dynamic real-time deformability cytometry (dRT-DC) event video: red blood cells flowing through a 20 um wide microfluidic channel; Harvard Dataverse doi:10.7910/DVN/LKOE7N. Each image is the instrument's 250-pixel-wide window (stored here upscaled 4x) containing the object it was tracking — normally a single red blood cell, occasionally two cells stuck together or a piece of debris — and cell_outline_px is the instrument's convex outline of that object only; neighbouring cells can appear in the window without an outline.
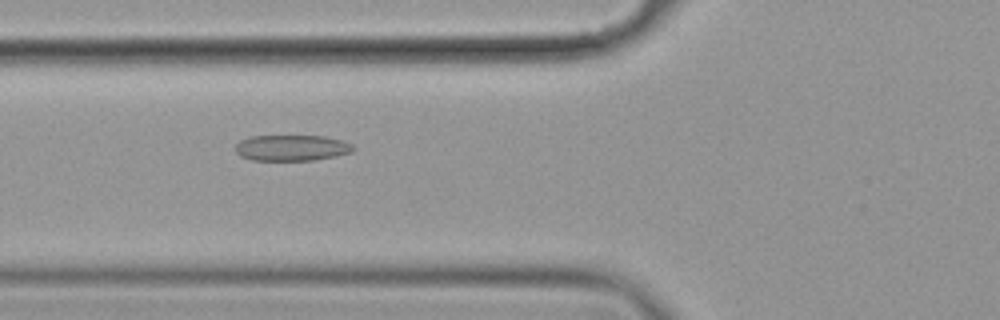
{"species": "common noctule bat (a hibernating species)", "species_latin": "Nyctalus noctula", "temperature_condition": "cold", "stored_images_in_passage": 9, "camera_frame_rate_fps": 3000, "um_per_image_px": 0.085, "animal": {"sex": "female", "body_mass_g": 19.9}, "frame": {"image": 1, "passage_image": 7, "time_ms": 2.0, "image_size_px": [1000, 320], "cell_outline_px": [[356, 148], [352, 152], [336, 156], [312, 160], [252, 160], [240, 156], [236, 152], [236, 144], [240, 140], [248, 136], [324, 136], [340, 140], [352, 144]], "centroid_in_image_um": [24.79, 12.56], "position_along_channel_um": 101.0, "area_um2": 17.8}}
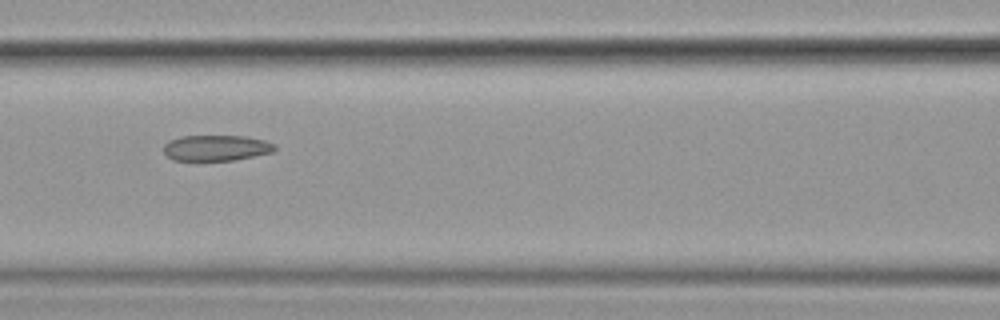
{"frame": {"image": 2, "passage_image": 8, "time_ms": 2.333, "image_size_px": [1000, 320], "cell_outline_px": [[276, 148], [272, 152], [232, 160], [172, 160], [164, 152], [164, 144], [168, 140], [180, 136], [244, 136], [264, 140], [276, 144]], "centroid_in_image_um": [18.35, 12.56], "position_along_channel_um": 148.2, "area_um2": 16.59}}
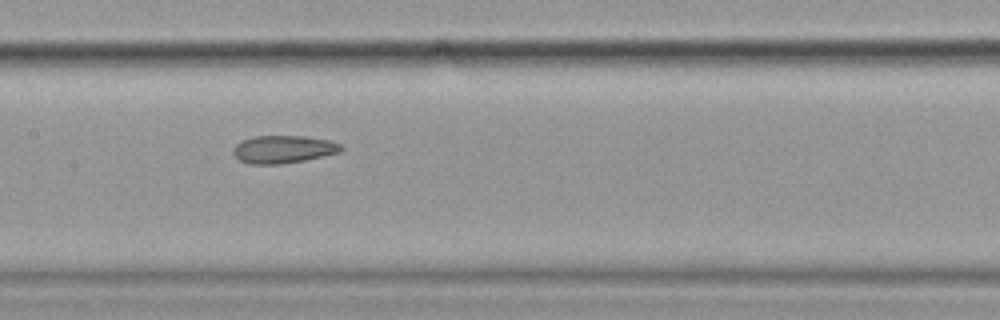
{"frame": {"image": 3, "passage_image": 9, "time_ms": 2.667, "image_size_px": [1000, 320], "cell_outline_px": [[344, 148], [340, 152], [304, 160], [280, 164], [248, 164], [240, 160], [232, 152], [232, 148], [240, 140], [252, 136], [304, 136], [328, 140], [340, 144]], "centroid_in_image_um": [24.04, 12.68], "position_along_channel_um": 183.4, "area_um2": 17.46}}